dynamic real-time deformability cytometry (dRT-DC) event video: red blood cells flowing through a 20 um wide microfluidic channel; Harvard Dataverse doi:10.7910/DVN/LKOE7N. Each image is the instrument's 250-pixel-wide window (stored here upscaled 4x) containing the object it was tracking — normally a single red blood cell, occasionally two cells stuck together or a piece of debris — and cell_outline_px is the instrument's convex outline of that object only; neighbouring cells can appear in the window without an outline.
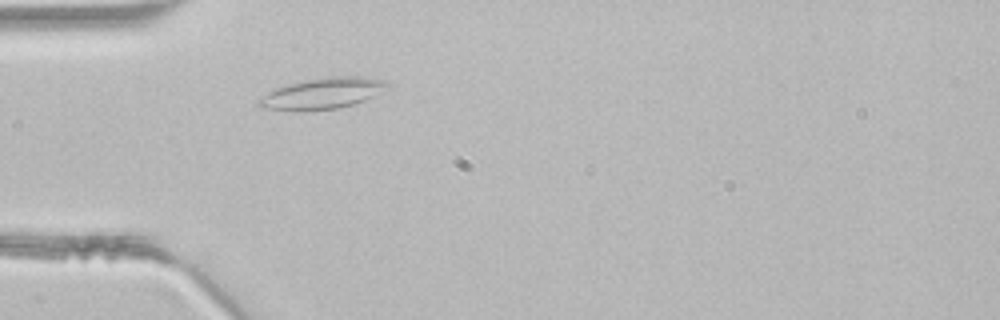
{"species": "common noctule bat (a hibernating species)", "species_latin": "Nyctalus noctula", "temperature_condition": "room temperature", "stored_images_in_passage": 33, "segment_of_instrument_passage": [1, 2], "camera_frame_rate_fps": 3000, "um_per_image_px": 0.085, "animal": {"sex": "male", "body_mass_g": 21.5, "forearm_length_mm": 52.0}, "frame": {"image": 1, "passage_image": 1, "time_ms": 0.0, "image_size_px": [1000, 320], "cell_outline_px": [[392, 84], [372, 96], [364, 100], [352, 104], [336, 108], [304, 112], [296, 112], [260, 108], [256, 104], [260, 96], [276, 88], [288, 84], [304, 80], [332, 76], [364, 76], [384, 80]], "centroid_in_image_um": [27.34, 7.95], "position_along_channel_um": 57.7, "area_um2": 23.52}}
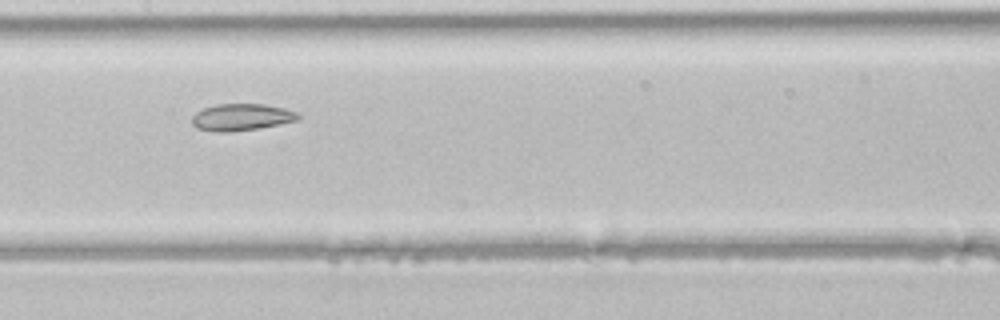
{"frame": {"image": 2, "passage_image": 10, "time_ms": 3.0, "image_size_px": [1000, 320], "cell_outline_px": [[300, 120], [260, 128], [228, 132], [216, 132], [196, 128], [192, 124], [192, 116], [196, 112], [204, 108], [216, 104], [264, 104], [284, 108], [296, 112], [300, 116]], "centroid_in_image_um": [20.52, 9.96], "position_along_channel_um": 186.9, "area_um2": 16.7}}
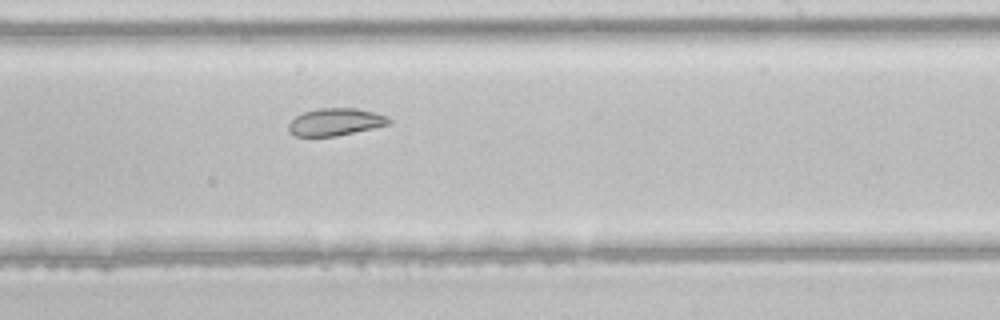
{"frame": {"image": 3, "passage_image": 15, "time_ms": 4.667, "image_size_px": [1000, 320], "cell_outline_px": [[392, 124], [336, 136], [296, 136], [288, 132], [288, 124], [296, 116], [304, 112], [316, 108], [356, 108], [388, 116], [392, 120]], "centroid_in_image_um": [28.52, 10.36], "position_along_channel_um": 260.5, "area_um2": 16.07}}